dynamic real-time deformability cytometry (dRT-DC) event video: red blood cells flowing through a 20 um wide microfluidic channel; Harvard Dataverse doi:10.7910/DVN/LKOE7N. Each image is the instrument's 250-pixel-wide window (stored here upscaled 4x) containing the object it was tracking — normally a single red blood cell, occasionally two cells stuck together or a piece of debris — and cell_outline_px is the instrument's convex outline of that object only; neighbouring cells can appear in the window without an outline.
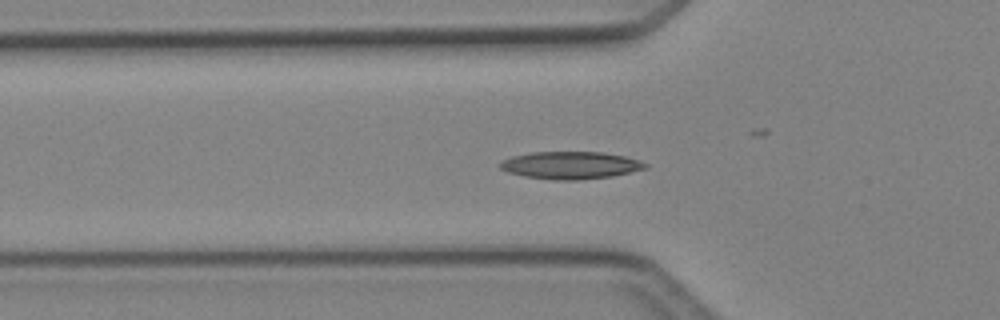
{"species": "Egyptian fruit bat (a non-hibernating species)", "species_latin": "Rousettus aegyptiacus", "temperature_condition": "cold", "stored_images_in_passage": 35, "camera_frame_rate_fps": 3000, "um_per_image_px": 0.085, "animal": {"sex": "female"}, "frame": {"image": 1, "passage_image": 3, "time_ms": 0.667, "image_size_px": [1000, 320], "cell_outline_px": [[648, 168], [612, 176], [580, 180], [552, 180], [524, 176], [508, 172], [500, 168], [500, 164], [504, 160], [512, 156], [532, 152], [604, 152], [624, 156], [640, 160], [648, 164]], "centroid_in_image_um": [48.53, 14.05], "position_along_channel_um": 77.3, "area_um2": 23.24}}
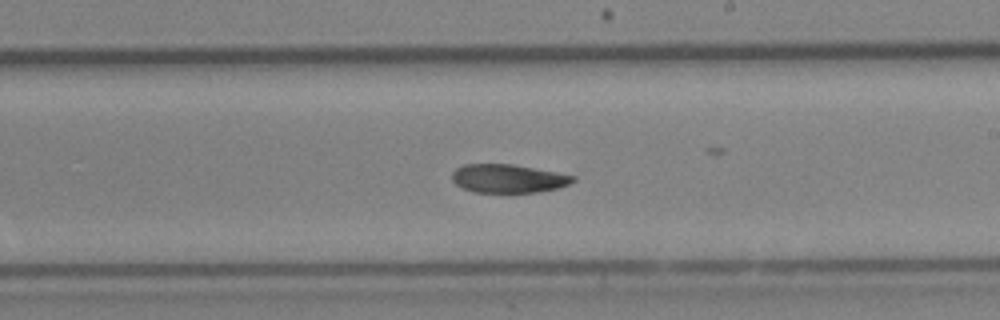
{"frame": {"image": 2, "passage_image": 15, "time_ms": 4.667, "image_size_px": [1000, 320], "cell_outline_px": [[576, 180], [568, 184], [556, 188], [540, 192], [472, 192], [456, 184], [452, 180], [452, 172], [456, 168], [464, 164], [512, 164], [556, 172], [576, 176]], "centroid_in_image_um": [43.18, 15.17], "position_along_channel_um": 245.8, "area_um2": 20.0}}
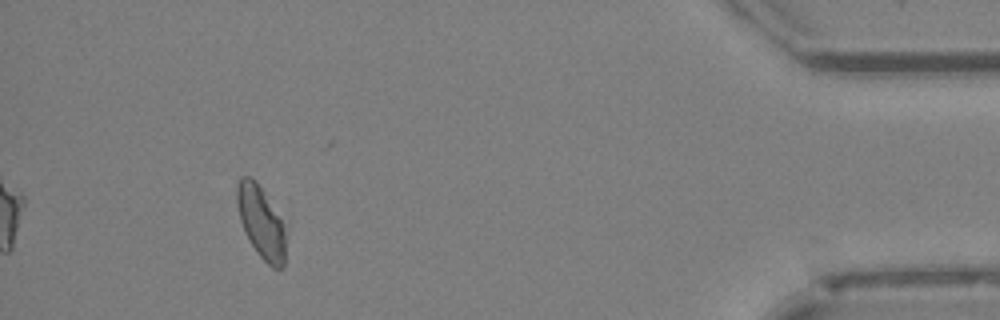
{"frame": {"image": 3, "passage_image": 31, "time_ms": 10.0, "image_size_px": [1000, 320], "cell_outline_px": [[288, 228], [284, 264], [280, 268], [272, 268], [256, 252], [240, 220], [236, 200], [236, 188], [240, 176], [252, 176], [256, 180]], "centroid_in_image_um": [22.23, 18.87], "position_along_channel_um": 413.0, "area_um2": 20.87}, "authors_computed_cell_mechanics": {"area_um2": 21.386, "velocity_mm_per_s": 4.2292, "shape_relaxation_time_tau1_ms": 8.9195, "shape_relaxation_time_tau2_ms": 4.0055, "deformation_change_tau1": 0.1633, "deformation_change_tau2": 0.0755}}